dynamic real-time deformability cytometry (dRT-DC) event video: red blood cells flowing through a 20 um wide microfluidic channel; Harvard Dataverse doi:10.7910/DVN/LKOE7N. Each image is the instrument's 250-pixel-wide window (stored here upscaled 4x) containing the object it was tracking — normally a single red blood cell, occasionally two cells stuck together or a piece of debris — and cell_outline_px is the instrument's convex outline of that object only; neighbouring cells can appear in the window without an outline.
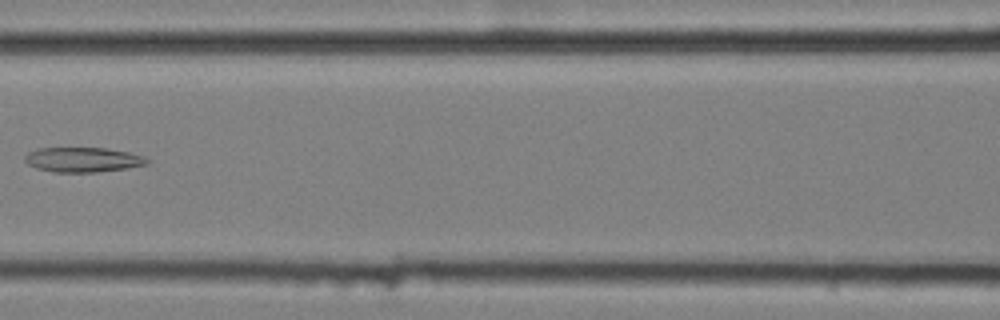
{"species": "common noctule bat (a hibernating species)", "species_latin": "Nyctalus noctula", "temperature_condition": "cold", "stored_images_in_passage": 11, "camera_frame_rate_fps": 3000, "um_per_image_px": 0.085, "animal": {"sex": "female", "body_mass_g": 25.1}, "frame": {"image": 1, "passage_image": 7, "time_ms": 2.0, "image_size_px": [1000, 320], "cell_outline_px": [[148, 164], [128, 168], [96, 172], [52, 172], [36, 168], [28, 164], [24, 160], [24, 156], [28, 152], [36, 148], [104, 148], [128, 152], [144, 156], [148, 160]], "centroid_in_image_um": [7.01, 13.57], "position_along_channel_um": 159.6, "area_um2": 17.69}}
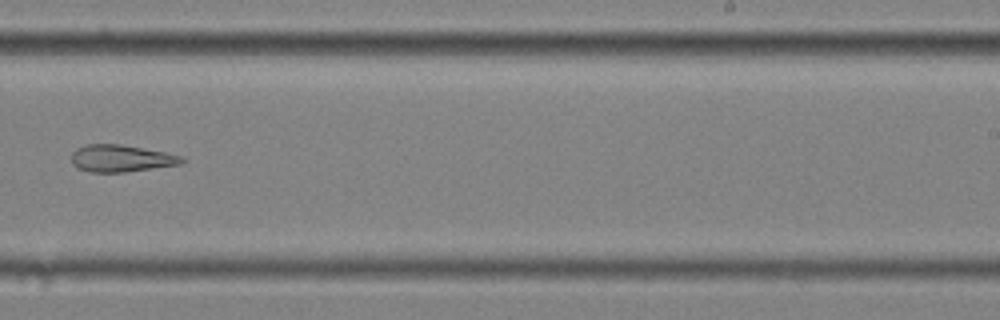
{"frame": {"image": 2, "passage_image": 10, "time_ms": 3.0, "image_size_px": [1000, 320], "cell_outline_px": [[188, 160], [180, 164], [124, 172], [88, 172], [72, 164], [72, 152], [76, 148], [84, 144], [120, 144], [164, 152], [180, 156]], "centroid_in_image_um": [10.26, 13.45], "position_along_channel_um": 278.7, "area_um2": 17.28}}
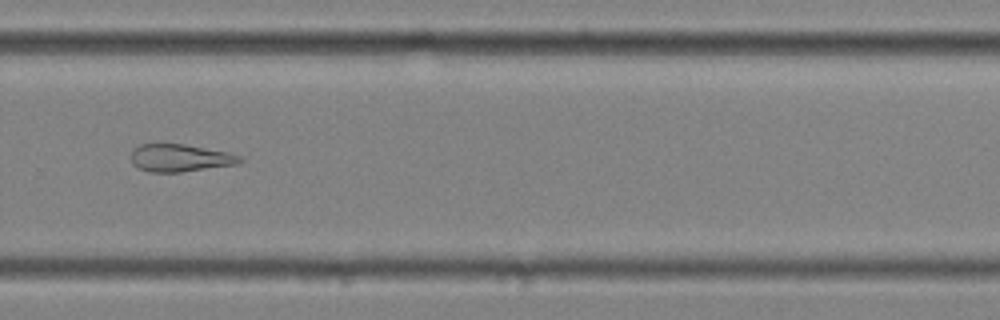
{"frame": {"image": 3, "passage_image": 11, "time_ms": 3.333, "image_size_px": [1000, 320], "cell_outline_px": [[244, 160], [236, 164], [180, 172], [148, 172], [132, 164], [132, 148], [140, 144], [184, 144], [228, 152], [240, 156]], "centroid_in_image_um": [15.28, 13.42], "position_along_channel_um": 314.5, "area_um2": 17.34}}